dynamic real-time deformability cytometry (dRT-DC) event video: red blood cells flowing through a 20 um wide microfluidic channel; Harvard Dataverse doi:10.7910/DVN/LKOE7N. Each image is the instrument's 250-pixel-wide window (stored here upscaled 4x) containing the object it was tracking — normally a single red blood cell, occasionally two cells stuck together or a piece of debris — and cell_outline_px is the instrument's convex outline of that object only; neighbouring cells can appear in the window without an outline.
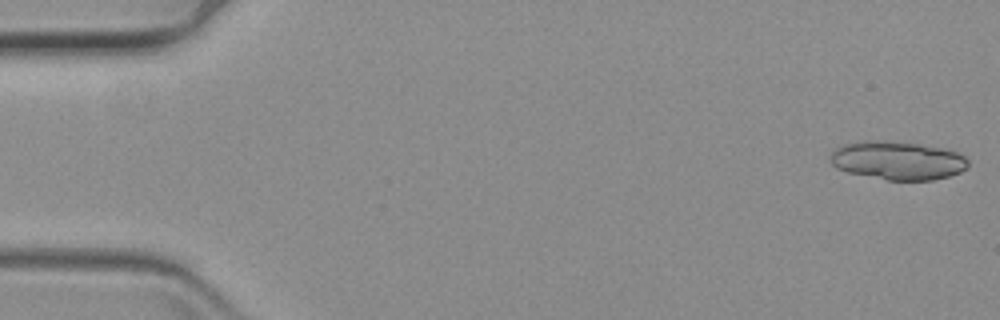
{"species": "common noctule bat (a hibernating species)", "species_latin": "Nyctalus noctula", "temperature_condition": "warm", "stored_images_in_passage": 62, "segment_of_instrument_passage": [1, 2], "camera_frame_rate_fps": 3000, "um_per_image_px": 0.085, "animal": {"sex": "female", "body_mass_g": 19.3, "forearm_length_mm": 54.1}, "frame": {"image": 1, "passage_image": 1, "time_ms": 0.0, "image_size_px": [1000, 320], "cell_outline_px": [[968, 168], [960, 172], [948, 176], [932, 180], [888, 180], [848, 172], [836, 168], [832, 164], [832, 152], [836, 148], [844, 144], [864, 140], [880, 140], [920, 144], [940, 148], [956, 152], [964, 156], [968, 160]], "centroid_in_image_um": [76.31, 13.64], "position_along_channel_um": 8.7, "area_um2": 30.69}}